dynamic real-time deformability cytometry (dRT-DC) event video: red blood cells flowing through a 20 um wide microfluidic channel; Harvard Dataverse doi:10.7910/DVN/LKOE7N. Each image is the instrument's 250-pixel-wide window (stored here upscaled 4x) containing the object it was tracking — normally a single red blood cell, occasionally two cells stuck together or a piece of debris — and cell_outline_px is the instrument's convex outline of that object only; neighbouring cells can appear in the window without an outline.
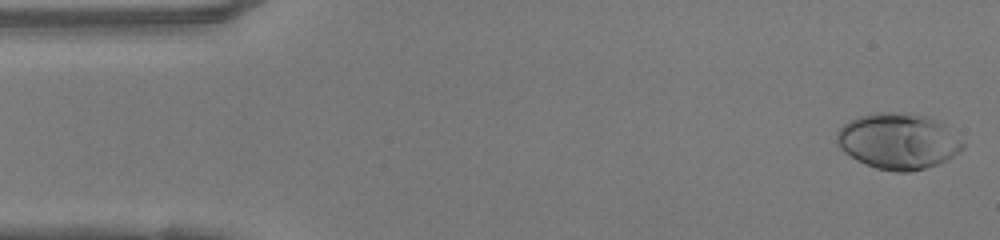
{"species": "human", "species_latin": "Homo sapiens", "temperature_condition": "warm", "stored_images_in_passage": 48, "camera_frame_rate_fps": 3000, "um_per_image_px": 0.085, "donor": {"sex": "female"}, "frame": {"image": 1, "passage_image": 1, "time_ms": 0.0, "image_size_px": [1000, 240], "cell_outline_px": [[964, 148], [952, 156], [936, 164], [924, 168], [908, 172], [896, 172], [876, 168], [856, 160], [844, 152], [840, 148], [836, 140], [836, 132], [848, 120], [860, 116], [876, 112], [924, 116], [944, 124], [964, 144]], "centroid_in_image_um": [76.29, 12.02], "position_along_channel_um": 8.7, "area_um2": 40.34}}
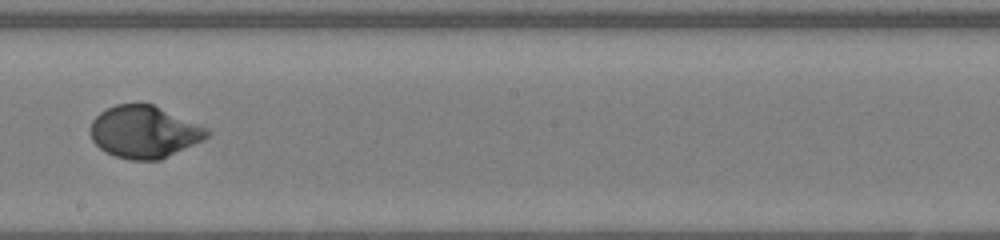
{"frame": {"image": 2, "passage_image": 26, "time_ms": 8.333, "image_size_px": [1000, 240], "cell_outline_px": [[208, 136], [204, 140], [160, 160], [132, 160], [116, 156], [100, 148], [92, 140], [88, 132], [88, 128], [92, 120], [100, 112], [116, 104], [152, 104], [208, 128]], "centroid_in_image_um": [12.23, 11.22], "position_along_channel_um": 236.0, "area_um2": 35.37}}
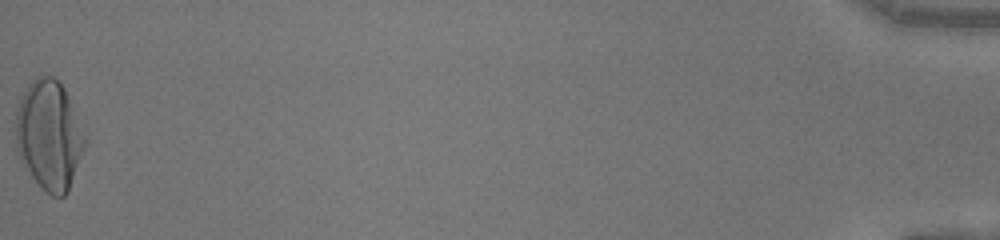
{"frame": {"image": 3, "passage_image": 48, "time_ms": 15.667, "image_size_px": [1000, 240], "cell_outline_px": [[88, 144], [68, 192], [64, 196], [52, 196], [44, 192], [20, 160], [16, 148], [16, 108], [20, 96], [28, 84], [36, 76], [52, 76], [64, 88], [88, 136]], "centroid_in_image_um": [4.21, 11.5], "position_along_channel_um": 431.0, "area_um2": 44.97}, "authors_computed_cell_mechanics": {"area_um2": 36.0383, "velocity_mm_per_s": 4.1776, "shape_relaxation_time_tau1_ms": 3.5925, "shape_relaxation_time_tau2_ms": null, "deformation_change_tau1": 0.2211, "deformation_change_tau2": null}}